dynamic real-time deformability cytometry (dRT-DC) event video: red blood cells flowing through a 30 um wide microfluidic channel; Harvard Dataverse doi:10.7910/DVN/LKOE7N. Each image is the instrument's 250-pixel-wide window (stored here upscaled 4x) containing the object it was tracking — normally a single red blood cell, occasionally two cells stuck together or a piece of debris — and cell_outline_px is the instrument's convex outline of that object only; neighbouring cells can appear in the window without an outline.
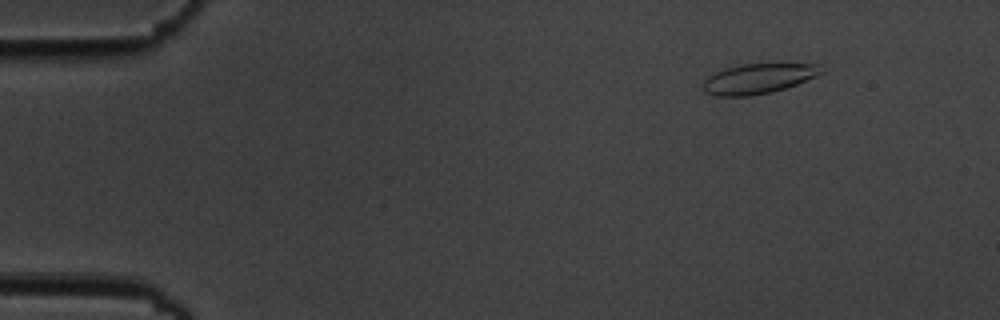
{"species": "common noctule bat (a hibernating species)", "species_latin": "Nyctalus noctula", "temperature_condition": "cold", "stored_images_in_passage": 5, "camera_frame_rate_fps": 3000, "um_per_image_px": 0.085, "animal": {"sex": "male", "body_mass_g": 19.5, "forearm_length_mm": 54.6}, "frame": {"image": 1, "passage_image": 2, "time_ms": 1.0, "image_size_px": [1000, 320], "cell_outline_px": [[824, 72], [816, 76], [796, 84], [772, 92], [748, 96], [716, 96], [704, 92], [704, 80], [708, 76], [724, 68], [740, 64], [816, 64]], "centroid_in_image_um": [64.41, 6.69], "position_along_channel_um": 20.6, "area_um2": 20.46}}